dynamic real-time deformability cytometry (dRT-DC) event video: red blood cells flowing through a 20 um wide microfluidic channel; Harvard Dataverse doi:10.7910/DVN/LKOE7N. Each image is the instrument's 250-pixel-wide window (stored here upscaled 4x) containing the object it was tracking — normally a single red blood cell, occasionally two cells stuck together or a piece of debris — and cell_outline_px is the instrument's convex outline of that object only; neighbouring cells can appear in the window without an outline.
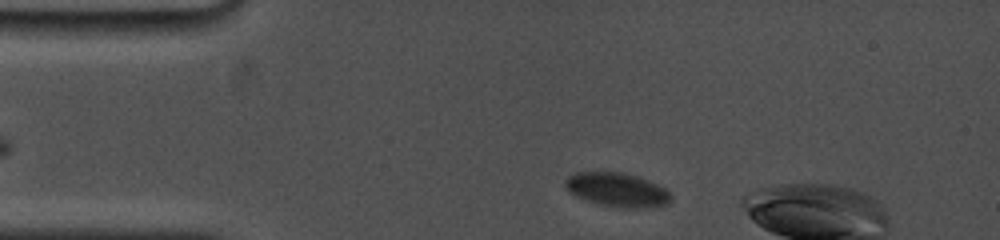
{"species": "common noctule bat (a hibernating species)", "species_latin": "Nyctalus noctula", "temperature_condition": "cold", "stored_images_in_passage": 9, "camera_frame_rate_fps": 5000, "um_per_image_px": 0.085, "animal": {"sex": "female", "body_mass_g": 19.0, "forearm_length_mm": 53.3}, "frame": {"image": 1, "passage_image": 2, "time_ms": 0.6, "image_size_px": [1000, 240], "cell_outline_px": [[672, 200], [668, 204], [652, 208], [624, 208], [596, 204], [576, 196], [564, 184], [564, 180], [568, 176], [576, 172], [624, 172], [648, 180], [664, 188], [672, 196]], "centroid_in_image_um": [52.48, 16.14], "position_along_channel_um": 32.5, "area_um2": 21.04}}
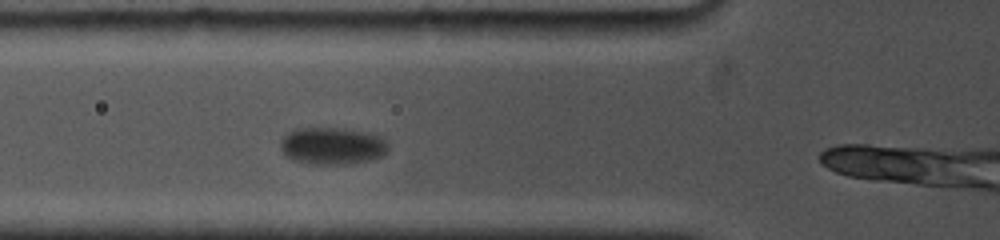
{"frame": {"image": 2, "passage_image": 7, "time_ms": 3.8, "image_size_px": [1000, 240], "cell_outline_px": [[388, 148], [384, 156], [368, 160], [348, 164], [308, 164], [284, 156], [280, 148], [280, 144], [284, 136], [292, 128], [344, 128], [368, 132], [380, 136], [388, 144]], "centroid_in_image_um": [28.23, 12.39], "position_along_channel_um": 97.6, "area_um2": 23.58}}